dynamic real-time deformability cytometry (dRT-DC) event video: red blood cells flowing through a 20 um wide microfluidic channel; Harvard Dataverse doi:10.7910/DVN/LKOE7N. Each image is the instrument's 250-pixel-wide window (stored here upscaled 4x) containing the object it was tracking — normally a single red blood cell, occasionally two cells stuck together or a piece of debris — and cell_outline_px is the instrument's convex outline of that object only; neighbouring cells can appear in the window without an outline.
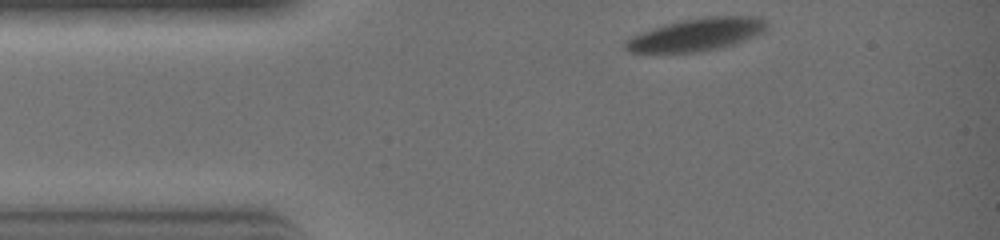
{"species": "common noctule bat (a hibernating species)", "species_latin": "Nyctalus noctula", "temperature_condition": "warm", "stored_images_in_passage": 22, "camera_frame_rate_fps": 3000, "um_per_image_px": 0.085, "animal": {"sex": "female", "body_mass_g": 19.0, "forearm_length_mm": 51.5}, "frame": {"image": 1, "passage_image": 1, "time_ms": 0.0, "image_size_px": [1000, 240], "cell_outline_px": [[768, 28], [764, 32], [732, 44], [716, 48], [696, 52], [628, 52], [624, 48], [624, 40], [640, 32], [652, 28], [680, 20], [708, 16], [752, 16], [764, 20], [768, 24]], "centroid_in_image_um": [59.17, 2.93], "position_along_channel_um": 25.8, "area_um2": 26.65}}
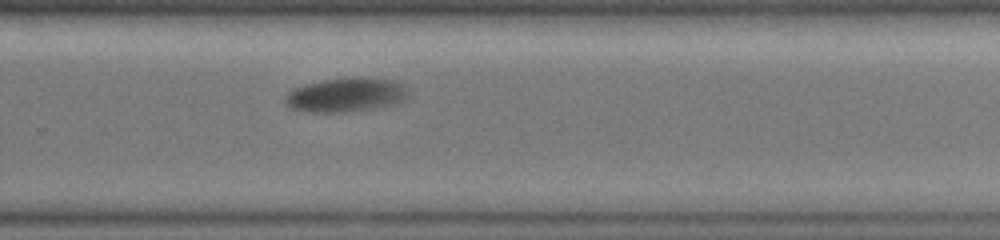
{"frame": {"image": 2, "passage_image": 17, "time_ms": 5.333, "image_size_px": [1000, 240], "cell_outline_px": [[412, 92], [400, 104], [348, 112], [304, 112], [292, 108], [284, 100], [288, 92], [304, 84], [320, 80], [352, 76], [368, 76], [392, 80], [404, 84]], "centroid_in_image_um": [29.5, 8.04], "position_along_channel_um": 300.3, "area_um2": 25.26}}
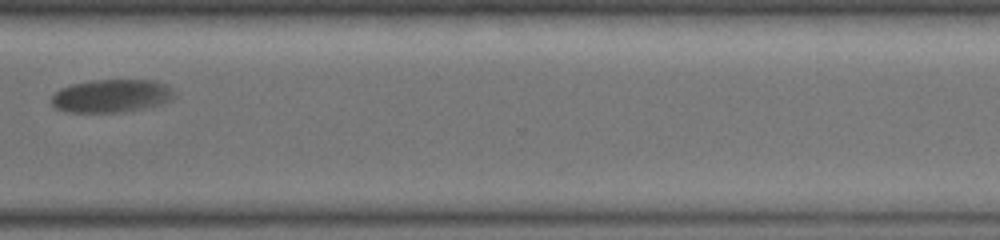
{"frame": {"image": 3, "passage_image": 20, "time_ms": 6.333, "image_size_px": [1000, 240], "cell_outline_px": [[176, 96], [164, 104], [144, 108], [120, 112], [68, 112], [56, 108], [52, 104], [52, 96], [60, 88], [72, 84], [88, 80], [152, 80], [176, 88]], "centroid_in_image_um": [9.53, 8.14], "position_along_channel_um": 361.1, "area_um2": 23.93}}